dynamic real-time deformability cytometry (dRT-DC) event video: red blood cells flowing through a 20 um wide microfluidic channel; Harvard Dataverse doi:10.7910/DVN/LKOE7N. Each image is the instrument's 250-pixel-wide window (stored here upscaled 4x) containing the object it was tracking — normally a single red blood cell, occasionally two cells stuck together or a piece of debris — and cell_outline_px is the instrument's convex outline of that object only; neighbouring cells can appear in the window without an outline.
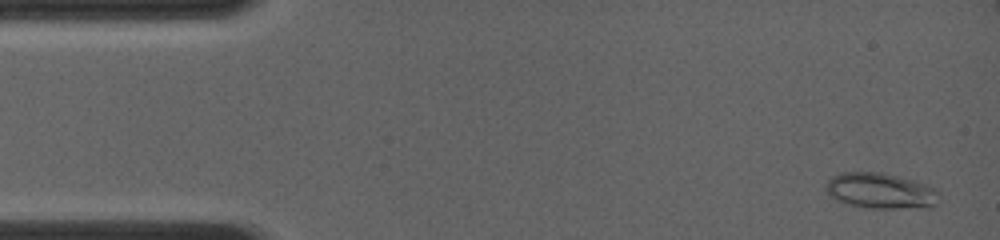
{"species": "common noctule bat (a hibernating species)", "species_latin": "Nyctalus noctula", "temperature_condition": "room temperature", "stored_images_in_passage": 5, "camera_frame_rate_fps": 4000, "um_per_image_px": 0.085, "animal": {"sex": "female", "body_mass_g": 19.0, "forearm_length_mm": 56.7}, "frame": {"image": 1, "passage_image": 1, "time_ms": 0.0, "image_size_px": [1000, 240], "cell_outline_px": [[936, 204], [932, 208], [868, 208], [848, 204], [836, 200], [824, 188], [824, 184], [832, 176], [840, 172], [880, 172], [928, 184], [936, 188]], "centroid_in_image_um": [74.82, 16.22], "position_along_channel_um": 10.2, "area_um2": 23.58}}